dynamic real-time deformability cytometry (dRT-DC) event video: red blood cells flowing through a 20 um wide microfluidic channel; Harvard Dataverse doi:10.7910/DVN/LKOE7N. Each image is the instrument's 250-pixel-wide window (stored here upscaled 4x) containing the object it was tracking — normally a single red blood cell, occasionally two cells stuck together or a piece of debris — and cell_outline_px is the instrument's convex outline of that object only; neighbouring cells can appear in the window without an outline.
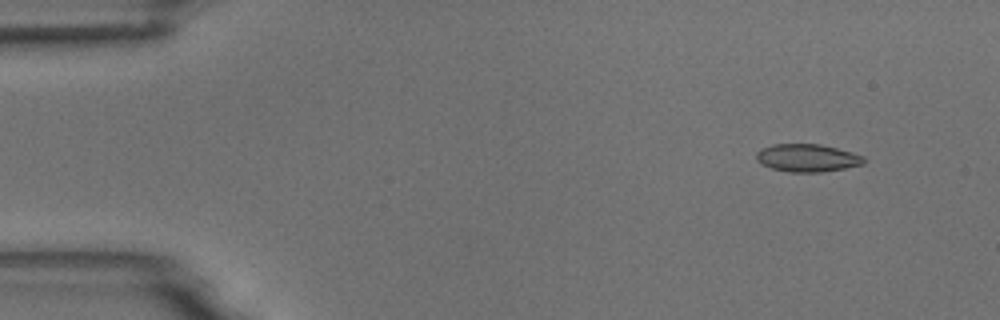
{"species": "common noctule bat (a hibernating species)", "species_latin": "Nyctalus noctula", "temperature_condition": "room temperature", "stored_images_in_passage": 5, "camera_frame_rate_fps": 3000, "um_per_image_px": 0.085, "animal": {"sex": "male", "body_mass_g": 18.8}, "frame": {"image": 1, "passage_image": 2, "time_ms": 1.0, "image_size_px": [1000, 320], "cell_outline_px": [[864, 164], [844, 168], [820, 172], [788, 172], [772, 168], [756, 160], [756, 152], [760, 148], [772, 144], [820, 144], [852, 152], [864, 156]], "centroid_in_image_um": [68.6, 13.41], "position_along_channel_um": 16.4, "area_um2": 17.34}}
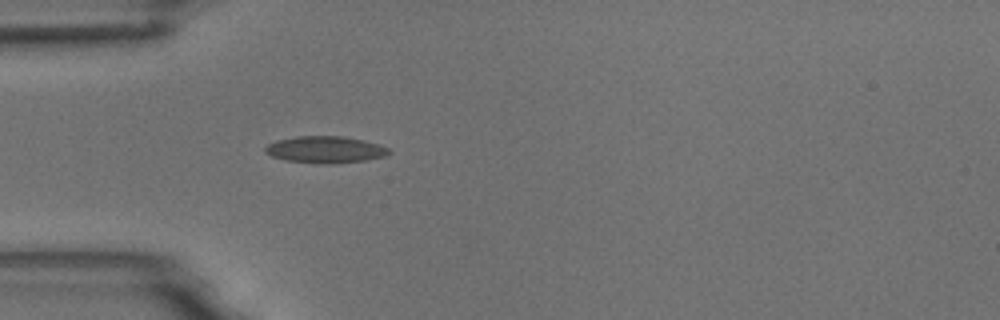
{"frame": {"image": 2, "passage_image": 5, "time_ms": 4.667, "image_size_px": [1000, 320], "cell_outline_px": [[392, 152], [384, 156], [364, 160], [328, 164], [324, 164], [288, 160], [272, 156], [264, 152], [264, 148], [268, 144], [276, 140], [296, 136], [344, 136], [364, 140], [380, 144], [388, 148]], "centroid_in_image_um": [27.65, 12.7], "position_along_channel_um": 57.3, "area_um2": 19.25}}